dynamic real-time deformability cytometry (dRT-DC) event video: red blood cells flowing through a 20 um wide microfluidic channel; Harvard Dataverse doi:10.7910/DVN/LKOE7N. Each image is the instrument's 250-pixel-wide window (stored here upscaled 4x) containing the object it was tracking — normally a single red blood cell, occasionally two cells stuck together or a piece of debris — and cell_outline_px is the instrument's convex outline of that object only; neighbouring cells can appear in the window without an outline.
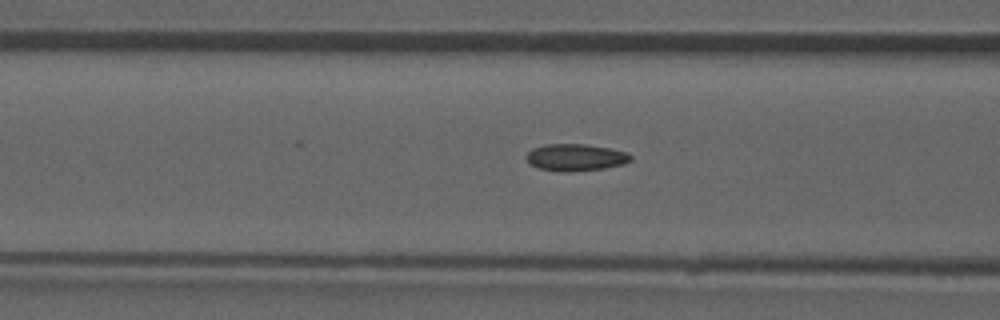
{"species": "common noctule bat (a hibernating species)", "species_latin": "Nyctalus noctula", "temperature_condition": "room temperature", "stored_images_in_passage": 46, "camera_frame_rate_fps": 3000, "um_per_image_px": 0.085, "animal": {"sex": "male", "forearm_length_mm": 52.5}, "frame": {"image": 1, "passage_image": 20, "time_ms": 6.333, "image_size_px": [1000, 320], "cell_outline_px": [[632, 160], [624, 164], [604, 168], [572, 172], [560, 172], [540, 168], [528, 164], [524, 156], [532, 148], [544, 144], [584, 144], [608, 148], [628, 152], [632, 156]], "centroid_in_image_um": [48.9, 13.38], "position_along_channel_um": 117.7, "area_um2": 16.65}}